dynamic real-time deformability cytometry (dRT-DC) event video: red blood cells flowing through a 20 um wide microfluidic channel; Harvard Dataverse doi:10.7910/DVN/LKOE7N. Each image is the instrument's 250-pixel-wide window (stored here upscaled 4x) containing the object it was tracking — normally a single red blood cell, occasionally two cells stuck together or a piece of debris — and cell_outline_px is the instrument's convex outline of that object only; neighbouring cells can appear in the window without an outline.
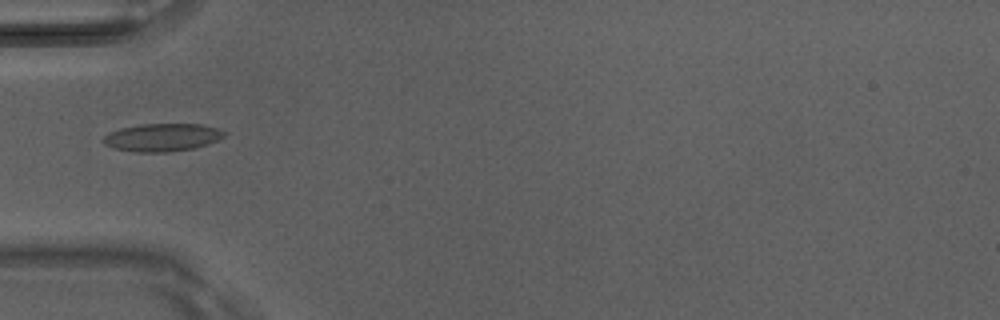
{"species": "Egyptian fruit bat (a non-hibernating species)", "species_latin": "Rousettus aegyptiacus", "temperature_condition": "room temperature", "stored_images_in_passage": 11, "camera_frame_rate_fps": 3000, "um_per_image_px": 0.085, "animal": {"sex": "male"}, "frame": {"image": 1, "passage_image": 1, "time_ms": 0.0, "image_size_px": [1000, 320], "cell_outline_px": [[228, 132], [224, 136], [208, 144], [192, 148], [168, 152], [136, 152], [116, 148], [104, 144], [100, 140], [108, 132], [120, 128], [140, 124], [200, 124], [216, 128]], "centroid_in_image_um": [13.76, 11.67], "position_along_channel_um": 71.2, "area_um2": 19.59}}